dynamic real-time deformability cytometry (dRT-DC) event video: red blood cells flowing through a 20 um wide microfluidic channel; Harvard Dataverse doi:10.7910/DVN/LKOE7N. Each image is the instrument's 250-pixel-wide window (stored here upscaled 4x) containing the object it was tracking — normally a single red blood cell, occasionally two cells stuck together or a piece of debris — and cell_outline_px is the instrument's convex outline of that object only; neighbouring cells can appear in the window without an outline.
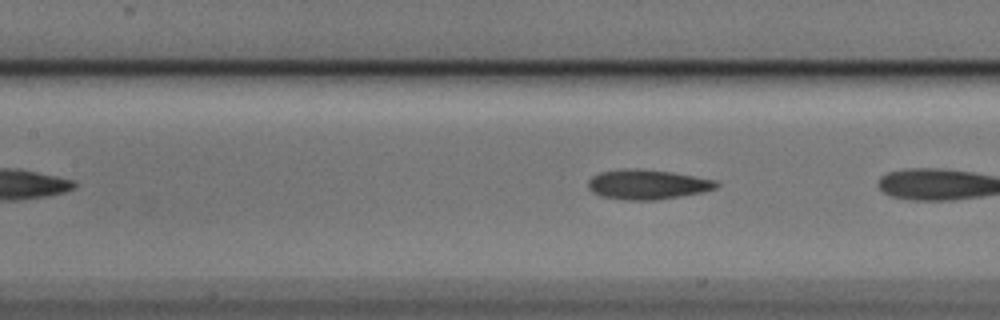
{"species": "Egyptian fruit bat (a non-hibernating species)", "species_latin": "Rousettus aegyptiacus", "temperature_condition": "cold", "stored_images_in_passage": 6, "segment_of_instrument_passage": [2, 2], "camera_frame_rate_fps": 3000, "um_per_image_px": 0.085, "animal": {"sex": "male"}, "frame": {"image": 1, "passage_image": 6, "time_ms": 1.667, "image_size_px": [1000, 320], "cell_outline_px": [[720, 184], [716, 188], [700, 192], [656, 200], [624, 200], [600, 196], [592, 192], [588, 188], [588, 180], [592, 176], [600, 172], [624, 168], [640, 168], [672, 172], [716, 180]], "centroid_in_image_um": [54.98, 15.67], "position_along_channel_um": 152.4, "area_um2": 22.31}}